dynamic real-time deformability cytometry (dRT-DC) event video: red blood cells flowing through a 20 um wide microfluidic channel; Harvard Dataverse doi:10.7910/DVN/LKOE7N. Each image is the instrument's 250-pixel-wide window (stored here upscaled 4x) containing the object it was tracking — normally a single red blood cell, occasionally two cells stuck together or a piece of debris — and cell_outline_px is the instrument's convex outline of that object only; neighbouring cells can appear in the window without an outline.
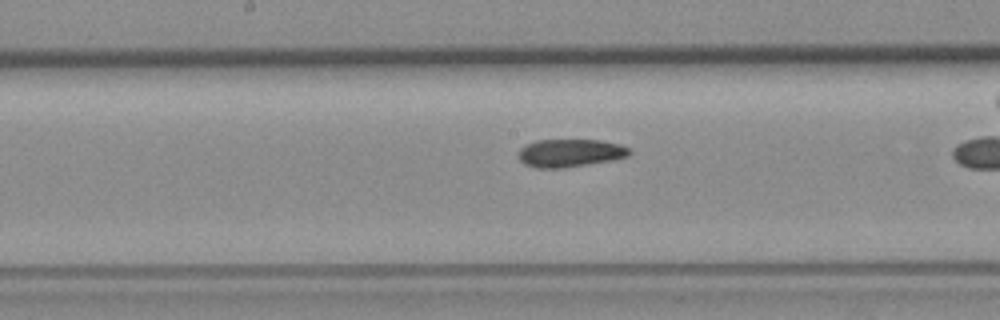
{"species": "common noctule bat (a hibernating species)", "species_latin": "Nyctalus noctula", "temperature_condition": "room temperature", "stored_images_in_passage": 14, "camera_frame_rate_fps": 3000, "um_per_image_px": 0.085, "animal": {"sex": "female", "body_mass_g": 19.3, "forearm_length_mm": 54.1}, "frame": {"image": 1, "passage_image": 10, "time_ms": 3.0, "image_size_px": [1000, 320], "cell_outline_px": [[632, 152], [628, 156], [608, 160], [564, 168], [536, 168], [524, 164], [516, 156], [516, 152], [524, 144], [536, 140], [600, 140], [620, 144], [628, 148]], "centroid_in_image_um": [48.37, 13.0], "position_along_channel_um": 199.8, "area_um2": 18.15}}